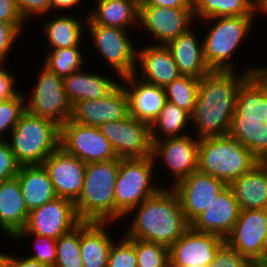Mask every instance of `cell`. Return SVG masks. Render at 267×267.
I'll use <instances>...</instances> for the list:
<instances>
[{"label":"cell","mask_w":267,"mask_h":267,"mask_svg":"<svg viewBox=\"0 0 267 267\" xmlns=\"http://www.w3.org/2000/svg\"><path fill=\"white\" fill-rule=\"evenodd\" d=\"M133 75L140 80L160 87H165L181 76L178 66L166 45L152 44L142 46V48L137 47Z\"/></svg>","instance_id":"ffe728a7"},{"label":"cell","mask_w":267,"mask_h":267,"mask_svg":"<svg viewBox=\"0 0 267 267\" xmlns=\"http://www.w3.org/2000/svg\"><path fill=\"white\" fill-rule=\"evenodd\" d=\"M225 244L219 235L200 232L191 226L169 247V264L206 267Z\"/></svg>","instance_id":"ac0fdd59"},{"label":"cell","mask_w":267,"mask_h":267,"mask_svg":"<svg viewBox=\"0 0 267 267\" xmlns=\"http://www.w3.org/2000/svg\"><path fill=\"white\" fill-rule=\"evenodd\" d=\"M121 237L118 241L116 237L112 243L107 267H137L135 239L124 234Z\"/></svg>","instance_id":"ab89813d"},{"label":"cell","mask_w":267,"mask_h":267,"mask_svg":"<svg viewBox=\"0 0 267 267\" xmlns=\"http://www.w3.org/2000/svg\"><path fill=\"white\" fill-rule=\"evenodd\" d=\"M19 168L7 140L0 141V182L16 177Z\"/></svg>","instance_id":"ee69618b"},{"label":"cell","mask_w":267,"mask_h":267,"mask_svg":"<svg viewBox=\"0 0 267 267\" xmlns=\"http://www.w3.org/2000/svg\"><path fill=\"white\" fill-rule=\"evenodd\" d=\"M81 222L75 204L70 200L56 197L30 211L25 228L18 233H32L57 240Z\"/></svg>","instance_id":"5bb4252c"},{"label":"cell","mask_w":267,"mask_h":267,"mask_svg":"<svg viewBox=\"0 0 267 267\" xmlns=\"http://www.w3.org/2000/svg\"><path fill=\"white\" fill-rule=\"evenodd\" d=\"M119 158L86 164L83 189L74 203L84 222H116L115 183Z\"/></svg>","instance_id":"3957f363"},{"label":"cell","mask_w":267,"mask_h":267,"mask_svg":"<svg viewBox=\"0 0 267 267\" xmlns=\"http://www.w3.org/2000/svg\"><path fill=\"white\" fill-rule=\"evenodd\" d=\"M22 92L20 91L14 98L0 101V141H5L9 138L10 132L18 123L20 116L25 112V94Z\"/></svg>","instance_id":"f35d334b"},{"label":"cell","mask_w":267,"mask_h":267,"mask_svg":"<svg viewBox=\"0 0 267 267\" xmlns=\"http://www.w3.org/2000/svg\"><path fill=\"white\" fill-rule=\"evenodd\" d=\"M29 216L17 177L0 182V230L13 237L25 228Z\"/></svg>","instance_id":"d4e9b609"},{"label":"cell","mask_w":267,"mask_h":267,"mask_svg":"<svg viewBox=\"0 0 267 267\" xmlns=\"http://www.w3.org/2000/svg\"><path fill=\"white\" fill-rule=\"evenodd\" d=\"M82 2H83V0H50V12H55L53 15H55L57 13H63V12L65 14L66 10L70 11L73 8L76 9L79 7V4ZM58 11H60V12H58ZM61 11H63V12H61Z\"/></svg>","instance_id":"f907efd6"},{"label":"cell","mask_w":267,"mask_h":267,"mask_svg":"<svg viewBox=\"0 0 267 267\" xmlns=\"http://www.w3.org/2000/svg\"><path fill=\"white\" fill-rule=\"evenodd\" d=\"M36 77L35 86L29 91L30 95H25V111L63 125L71 115V104L64 91L63 78L58 77L43 64Z\"/></svg>","instance_id":"9c48e42d"},{"label":"cell","mask_w":267,"mask_h":267,"mask_svg":"<svg viewBox=\"0 0 267 267\" xmlns=\"http://www.w3.org/2000/svg\"><path fill=\"white\" fill-rule=\"evenodd\" d=\"M250 267H260V264H252Z\"/></svg>","instance_id":"9f6ffc18"},{"label":"cell","mask_w":267,"mask_h":267,"mask_svg":"<svg viewBox=\"0 0 267 267\" xmlns=\"http://www.w3.org/2000/svg\"><path fill=\"white\" fill-rule=\"evenodd\" d=\"M16 177L29 212L57 197L43 165L20 166Z\"/></svg>","instance_id":"4dcf8cb0"},{"label":"cell","mask_w":267,"mask_h":267,"mask_svg":"<svg viewBox=\"0 0 267 267\" xmlns=\"http://www.w3.org/2000/svg\"><path fill=\"white\" fill-rule=\"evenodd\" d=\"M98 128L118 158H144L152 155L148 123L128 115L124 119L105 122Z\"/></svg>","instance_id":"8fae6325"},{"label":"cell","mask_w":267,"mask_h":267,"mask_svg":"<svg viewBox=\"0 0 267 267\" xmlns=\"http://www.w3.org/2000/svg\"><path fill=\"white\" fill-rule=\"evenodd\" d=\"M139 6L193 8V0H140Z\"/></svg>","instance_id":"c3c4849f"},{"label":"cell","mask_w":267,"mask_h":267,"mask_svg":"<svg viewBox=\"0 0 267 267\" xmlns=\"http://www.w3.org/2000/svg\"><path fill=\"white\" fill-rule=\"evenodd\" d=\"M54 267H83L80 253V224L56 240Z\"/></svg>","instance_id":"8d00e7d4"},{"label":"cell","mask_w":267,"mask_h":267,"mask_svg":"<svg viewBox=\"0 0 267 267\" xmlns=\"http://www.w3.org/2000/svg\"><path fill=\"white\" fill-rule=\"evenodd\" d=\"M200 138L194 134L182 137L166 138L152 142V158L156 163L161 158L174 180L172 188L192 172L198 170Z\"/></svg>","instance_id":"9a60e30c"},{"label":"cell","mask_w":267,"mask_h":267,"mask_svg":"<svg viewBox=\"0 0 267 267\" xmlns=\"http://www.w3.org/2000/svg\"><path fill=\"white\" fill-rule=\"evenodd\" d=\"M94 50L105 60L109 69L118 79L134 73L136 65V45L130 31L99 24H86ZM129 32V33H128Z\"/></svg>","instance_id":"ba28073f"},{"label":"cell","mask_w":267,"mask_h":267,"mask_svg":"<svg viewBox=\"0 0 267 267\" xmlns=\"http://www.w3.org/2000/svg\"><path fill=\"white\" fill-rule=\"evenodd\" d=\"M42 165L49 174L57 197L75 203L83 189L86 163L59 147Z\"/></svg>","instance_id":"d6986e66"},{"label":"cell","mask_w":267,"mask_h":267,"mask_svg":"<svg viewBox=\"0 0 267 267\" xmlns=\"http://www.w3.org/2000/svg\"><path fill=\"white\" fill-rule=\"evenodd\" d=\"M110 224L111 222L80 223V253L83 267H107L109 252L115 240L107 230Z\"/></svg>","instance_id":"484cf974"},{"label":"cell","mask_w":267,"mask_h":267,"mask_svg":"<svg viewBox=\"0 0 267 267\" xmlns=\"http://www.w3.org/2000/svg\"><path fill=\"white\" fill-rule=\"evenodd\" d=\"M260 267H267V264H260Z\"/></svg>","instance_id":"6f0895ef"},{"label":"cell","mask_w":267,"mask_h":267,"mask_svg":"<svg viewBox=\"0 0 267 267\" xmlns=\"http://www.w3.org/2000/svg\"><path fill=\"white\" fill-rule=\"evenodd\" d=\"M0 21L26 23L19 13L16 0H0Z\"/></svg>","instance_id":"7dc6e473"},{"label":"cell","mask_w":267,"mask_h":267,"mask_svg":"<svg viewBox=\"0 0 267 267\" xmlns=\"http://www.w3.org/2000/svg\"><path fill=\"white\" fill-rule=\"evenodd\" d=\"M260 161L229 135L200 138L198 170L230 184Z\"/></svg>","instance_id":"8992f818"},{"label":"cell","mask_w":267,"mask_h":267,"mask_svg":"<svg viewBox=\"0 0 267 267\" xmlns=\"http://www.w3.org/2000/svg\"><path fill=\"white\" fill-rule=\"evenodd\" d=\"M264 264H267V234H266V239L264 243Z\"/></svg>","instance_id":"db71d44e"},{"label":"cell","mask_w":267,"mask_h":267,"mask_svg":"<svg viewBox=\"0 0 267 267\" xmlns=\"http://www.w3.org/2000/svg\"><path fill=\"white\" fill-rule=\"evenodd\" d=\"M194 19L193 8L139 6L138 28L144 27L142 29L152 35V45H166L194 27Z\"/></svg>","instance_id":"4fadbf2b"},{"label":"cell","mask_w":267,"mask_h":267,"mask_svg":"<svg viewBox=\"0 0 267 267\" xmlns=\"http://www.w3.org/2000/svg\"><path fill=\"white\" fill-rule=\"evenodd\" d=\"M86 24H99L129 30L138 27L139 0H95ZM92 9V10H91Z\"/></svg>","instance_id":"f546056e"},{"label":"cell","mask_w":267,"mask_h":267,"mask_svg":"<svg viewBox=\"0 0 267 267\" xmlns=\"http://www.w3.org/2000/svg\"><path fill=\"white\" fill-rule=\"evenodd\" d=\"M267 234V209L240 210L238 219L225 243L252 264H264Z\"/></svg>","instance_id":"7c38bea8"},{"label":"cell","mask_w":267,"mask_h":267,"mask_svg":"<svg viewBox=\"0 0 267 267\" xmlns=\"http://www.w3.org/2000/svg\"><path fill=\"white\" fill-rule=\"evenodd\" d=\"M86 71L83 68L63 78L64 91L71 105L78 101L104 98L120 83L113 77Z\"/></svg>","instance_id":"f1b7e54d"},{"label":"cell","mask_w":267,"mask_h":267,"mask_svg":"<svg viewBox=\"0 0 267 267\" xmlns=\"http://www.w3.org/2000/svg\"><path fill=\"white\" fill-rule=\"evenodd\" d=\"M88 14L89 12L81 18V15L79 17L73 13L70 15L58 13L56 17L52 16L51 19L45 18L41 30L45 34L44 37L47 39L49 49L82 47L84 41L82 37L84 34L86 35V27L84 26H86Z\"/></svg>","instance_id":"4316f807"},{"label":"cell","mask_w":267,"mask_h":267,"mask_svg":"<svg viewBox=\"0 0 267 267\" xmlns=\"http://www.w3.org/2000/svg\"><path fill=\"white\" fill-rule=\"evenodd\" d=\"M255 17V15L226 16L202 20L209 29L204 33L205 36L201 37L203 56L211 70H236L232 58L244 39L248 38L251 31L253 32Z\"/></svg>","instance_id":"5b68a950"},{"label":"cell","mask_w":267,"mask_h":267,"mask_svg":"<svg viewBox=\"0 0 267 267\" xmlns=\"http://www.w3.org/2000/svg\"><path fill=\"white\" fill-rule=\"evenodd\" d=\"M9 137L7 142L20 166L42 165L60 147V125L25 111Z\"/></svg>","instance_id":"277c9868"},{"label":"cell","mask_w":267,"mask_h":267,"mask_svg":"<svg viewBox=\"0 0 267 267\" xmlns=\"http://www.w3.org/2000/svg\"><path fill=\"white\" fill-rule=\"evenodd\" d=\"M137 267H168L169 248L154 242L135 239Z\"/></svg>","instance_id":"74e56055"},{"label":"cell","mask_w":267,"mask_h":267,"mask_svg":"<svg viewBox=\"0 0 267 267\" xmlns=\"http://www.w3.org/2000/svg\"><path fill=\"white\" fill-rule=\"evenodd\" d=\"M255 0H193L195 21L213 17L256 15Z\"/></svg>","instance_id":"836d02e7"},{"label":"cell","mask_w":267,"mask_h":267,"mask_svg":"<svg viewBox=\"0 0 267 267\" xmlns=\"http://www.w3.org/2000/svg\"><path fill=\"white\" fill-rule=\"evenodd\" d=\"M29 235V236H28ZM34 237L33 239V247L34 248V253H30L26 256L37 260L49 267H54V264L56 262V240L46 237V236H41L37 234H32V233H17L13 239L15 240H25L27 237L31 238ZM25 238V239H23Z\"/></svg>","instance_id":"60d3db41"},{"label":"cell","mask_w":267,"mask_h":267,"mask_svg":"<svg viewBox=\"0 0 267 267\" xmlns=\"http://www.w3.org/2000/svg\"><path fill=\"white\" fill-rule=\"evenodd\" d=\"M232 119H260L267 124V68L240 85Z\"/></svg>","instance_id":"cb8c5ba5"},{"label":"cell","mask_w":267,"mask_h":267,"mask_svg":"<svg viewBox=\"0 0 267 267\" xmlns=\"http://www.w3.org/2000/svg\"><path fill=\"white\" fill-rule=\"evenodd\" d=\"M227 185L224 181L197 170L172 189L177 193L185 217L191 224Z\"/></svg>","instance_id":"2e32d148"},{"label":"cell","mask_w":267,"mask_h":267,"mask_svg":"<svg viewBox=\"0 0 267 267\" xmlns=\"http://www.w3.org/2000/svg\"><path fill=\"white\" fill-rule=\"evenodd\" d=\"M228 135L249 149L260 161H267V124L260 119H232Z\"/></svg>","instance_id":"1f68e13d"},{"label":"cell","mask_w":267,"mask_h":267,"mask_svg":"<svg viewBox=\"0 0 267 267\" xmlns=\"http://www.w3.org/2000/svg\"><path fill=\"white\" fill-rule=\"evenodd\" d=\"M121 84L127 92L129 115L151 125L166 102L164 87L147 83L133 74L121 78Z\"/></svg>","instance_id":"7402d4cb"},{"label":"cell","mask_w":267,"mask_h":267,"mask_svg":"<svg viewBox=\"0 0 267 267\" xmlns=\"http://www.w3.org/2000/svg\"><path fill=\"white\" fill-rule=\"evenodd\" d=\"M60 147L86 164L117 158L110 142L98 127L79 124L70 119L60 126Z\"/></svg>","instance_id":"30bf717a"},{"label":"cell","mask_w":267,"mask_h":267,"mask_svg":"<svg viewBox=\"0 0 267 267\" xmlns=\"http://www.w3.org/2000/svg\"><path fill=\"white\" fill-rule=\"evenodd\" d=\"M20 15L25 22L31 20L29 18H37L48 16L50 13V0H16ZM35 16V17H34Z\"/></svg>","instance_id":"f6af8a7d"},{"label":"cell","mask_w":267,"mask_h":267,"mask_svg":"<svg viewBox=\"0 0 267 267\" xmlns=\"http://www.w3.org/2000/svg\"><path fill=\"white\" fill-rule=\"evenodd\" d=\"M81 47H68L48 50L43 65L58 77L65 78L83 69L85 55ZM83 64V65H82Z\"/></svg>","instance_id":"e575fe53"},{"label":"cell","mask_w":267,"mask_h":267,"mask_svg":"<svg viewBox=\"0 0 267 267\" xmlns=\"http://www.w3.org/2000/svg\"><path fill=\"white\" fill-rule=\"evenodd\" d=\"M193 27L166 44L181 75L201 79L211 69L203 56V40L197 38Z\"/></svg>","instance_id":"603a6c76"},{"label":"cell","mask_w":267,"mask_h":267,"mask_svg":"<svg viewBox=\"0 0 267 267\" xmlns=\"http://www.w3.org/2000/svg\"><path fill=\"white\" fill-rule=\"evenodd\" d=\"M252 263L226 243L206 267H250Z\"/></svg>","instance_id":"7bdbcfd3"},{"label":"cell","mask_w":267,"mask_h":267,"mask_svg":"<svg viewBox=\"0 0 267 267\" xmlns=\"http://www.w3.org/2000/svg\"><path fill=\"white\" fill-rule=\"evenodd\" d=\"M128 115L127 92L119 83L104 98L73 103L70 120L87 126L99 127L105 122L124 119Z\"/></svg>","instance_id":"e0dca14e"},{"label":"cell","mask_w":267,"mask_h":267,"mask_svg":"<svg viewBox=\"0 0 267 267\" xmlns=\"http://www.w3.org/2000/svg\"><path fill=\"white\" fill-rule=\"evenodd\" d=\"M5 65L7 64L0 65V101L14 98L19 93L18 88H16L18 85L16 84V77L18 76L13 74Z\"/></svg>","instance_id":"bcb514c9"},{"label":"cell","mask_w":267,"mask_h":267,"mask_svg":"<svg viewBox=\"0 0 267 267\" xmlns=\"http://www.w3.org/2000/svg\"><path fill=\"white\" fill-rule=\"evenodd\" d=\"M240 212L234 193L227 185L208 208L190 226L197 231L226 238L232 231Z\"/></svg>","instance_id":"44dd1931"},{"label":"cell","mask_w":267,"mask_h":267,"mask_svg":"<svg viewBox=\"0 0 267 267\" xmlns=\"http://www.w3.org/2000/svg\"><path fill=\"white\" fill-rule=\"evenodd\" d=\"M168 267H201V266H184L180 264H169Z\"/></svg>","instance_id":"11a10c76"},{"label":"cell","mask_w":267,"mask_h":267,"mask_svg":"<svg viewBox=\"0 0 267 267\" xmlns=\"http://www.w3.org/2000/svg\"><path fill=\"white\" fill-rule=\"evenodd\" d=\"M26 23H6L0 21V65L5 64L8 55L12 53L11 49L14 43L17 42L21 34L24 33Z\"/></svg>","instance_id":"b9f144b4"},{"label":"cell","mask_w":267,"mask_h":267,"mask_svg":"<svg viewBox=\"0 0 267 267\" xmlns=\"http://www.w3.org/2000/svg\"><path fill=\"white\" fill-rule=\"evenodd\" d=\"M155 165L152 156L119 158L115 183L116 223L121 222L133 208L162 188V184L157 185L153 180Z\"/></svg>","instance_id":"52a82bcc"},{"label":"cell","mask_w":267,"mask_h":267,"mask_svg":"<svg viewBox=\"0 0 267 267\" xmlns=\"http://www.w3.org/2000/svg\"><path fill=\"white\" fill-rule=\"evenodd\" d=\"M9 254H11L9 251L7 253L6 251L4 253L0 252V267H6Z\"/></svg>","instance_id":"f5cc1de1"},{"label":"cell","mask_w":267,"mask_h":267,"mask_svg":"<svg viewBox=\"0 0 267 267\" xmlns=\"http://www.w3.org/2000/svg\"><path fill=\"white\" fill-rule=\"evenodd\" d=\"M189 123H191V115L166 100L158 117L150 125L151 141L188 135L190 134V132L186 133V131H189L188 125L191 128Z\"/></svg>","instance_id":"d6a6232c"},{"label":"cell","mask_w":267,"mask_h":267,"mask_svg":"<svg viewBox=\"0 0 267 267\" xmlns=\"http://www.w3.org/2000/svg\"><path fill=\"white\" fill-rule=\"evenodd\" d=\"M123 234L127 238L154 242L170 247L189 227L177 193L165 185L153 196L133 208ZM127 217V218H126Z\"/></svg>","instance_id":"7a4b0ae2"},{"label":"cell","mask_w":267,"mask_h":267,"mask_svg":"<svg viewBox=\"0 0 267 267\" xmlns=\"http://www.w3.org/2000/svg\"><path fill=\"white\" fill-rule=\"evenodd\" d=\"M254 12L255 14L261 12V14L264 13L263 15L267 16V0H255Z\"/></svg>","instance_id":"816d5d0a"},{"label":"cell","mask_w":267,"mask_h":267,"mask_svg":"<svg viewBox=\"0 0 267 267\" xmlns=\"http://www.w3.org/2000/svg\"><path fill=\"white\" fill-rule=\"evenodd\" d=\"M200 79L181 75L164 87L166 100L174 103L190 115L196 104Z\"/></svg>","instance_id":"d590c367"},{"label":"cell","mask_w":267,"mask_h":267,"mask_svg":"<svg viewBox=\"0 0 267 267\" xmlns=\"http://www.w3.org/2000/svg\"><path fill=\"white\" fill-rule=\"evenodd\" d=\"M231 187L240 210L267 209V163L259 162L233 180Z\"/></svg>","instance_id":"83f0119b"},{"label":"cell","mask_w":267,"mask_h":267,"mask_svg":"<svg viewBox=\"0 0 267 267\" xmlns=\"http://www.w3.org/2000/svg\"><path fill=\"white\" fill-rule=\"evenodd\" d=\"M267 68L249 66L237 70H211L199 82L191 125L197 138L228 135L240 85L252 74Z\"/></svg>","instance_id":"6da1fadb"},{"label":"cell","mask_w":267,"mask_h":267,"mask_svg":"<svg viewBox=\"0 0 267 267\" xmlns=\"http://www.w3.org/2000/svg\"><path fill=\"white\" fill-rule=\"evenodd\" d=\"M6 267H49L37 260H34L28 256L23 255L17 256V255H10L7 260Z\"/></svg>","instance_id":"681fc988"}]
</instances>
